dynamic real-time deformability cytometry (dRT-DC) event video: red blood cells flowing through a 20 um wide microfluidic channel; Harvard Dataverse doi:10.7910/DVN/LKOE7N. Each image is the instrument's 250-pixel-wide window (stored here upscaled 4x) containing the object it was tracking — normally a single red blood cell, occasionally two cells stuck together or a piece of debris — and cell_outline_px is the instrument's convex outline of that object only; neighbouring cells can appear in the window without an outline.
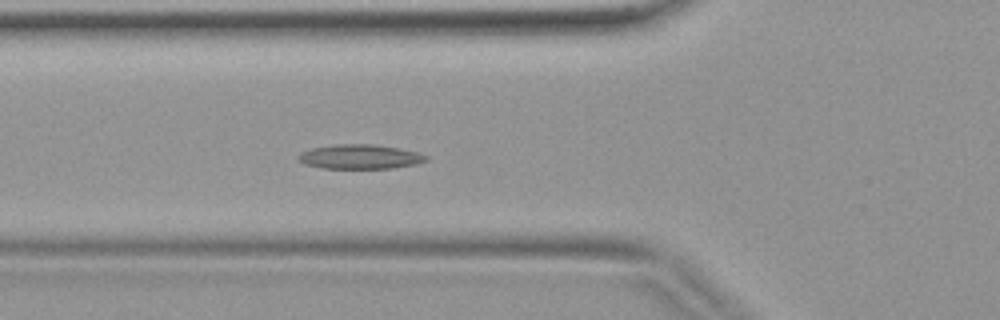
{"species": "common noctule bat (a hibernating species)", "species_latin": "Nyctalus noctula", "temperature_condition": "warm", "stored_images_in_passage": 41, "camera_frame_rate_fps": 3000, "um_per_image_px": 0.085, "animal": {"sex": "female", "body_mass_g": 19.9}, "frame": {"image": 1, "passage_image": 15, "time_ms": 4.667, "image_size_px": [1000, 320], "cell_outline_px": [[428, 160], [416, 164], [392, 168], [324, 168], [304, 164], [296, 160], [296, 156], [300, 152], [312, 148], [336, 144], [372, 144], [400, 148], [416, 152], [428, 156]], "centroid_in_image_um": [30.56, 13.32], "position_along_channel_um": 95.2, "area_um2": 18.26}}
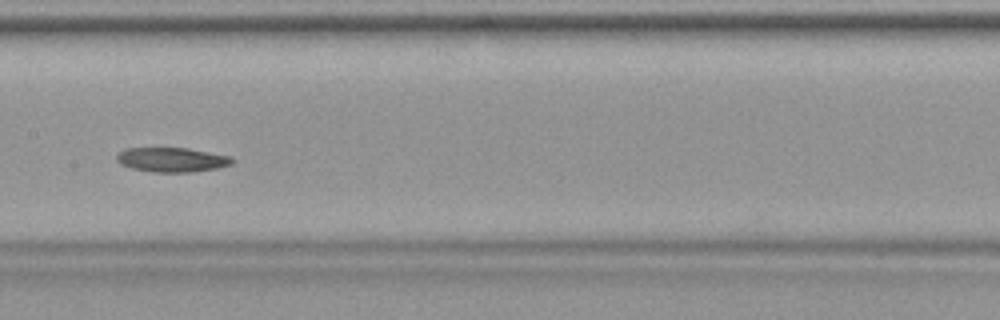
{"frame": {"image": 2, "passage_image": 21, "time_ms": 6.667, "image_size_px": [1000, 320], "cell_outline_px": [[236, 160], [232, 164], [216, 168], [192, 172], [152, 172], [132, 168], [120, 164], [116, 160], [116, 156], [124, 148], [188, 148], [232, 156]], "centroid_in_image_um": [14.63, 13.57], "position_along_channel_um": 192.8, "area_um2": 16.59}}
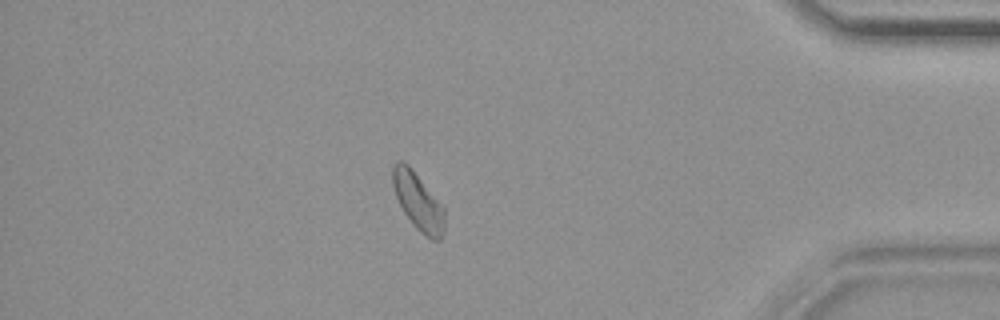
{"frame": {"image": 3, "passage_image": 36, "time_ms": 11.667, "image_size_px": [1000, 320], "cell_outline_px": [[444, 232], [440, 240], [432, 240], [420, 232], [416, 228], [404, 212], [396, 196], [392, 184], [392, 164], [396, 160], [404, 160], [408, 164], [444, 208]], "centroid_in_image_um": [35.51, 17.1], "position_along_channel_um": 399.7, "area_um2": 17.17}}